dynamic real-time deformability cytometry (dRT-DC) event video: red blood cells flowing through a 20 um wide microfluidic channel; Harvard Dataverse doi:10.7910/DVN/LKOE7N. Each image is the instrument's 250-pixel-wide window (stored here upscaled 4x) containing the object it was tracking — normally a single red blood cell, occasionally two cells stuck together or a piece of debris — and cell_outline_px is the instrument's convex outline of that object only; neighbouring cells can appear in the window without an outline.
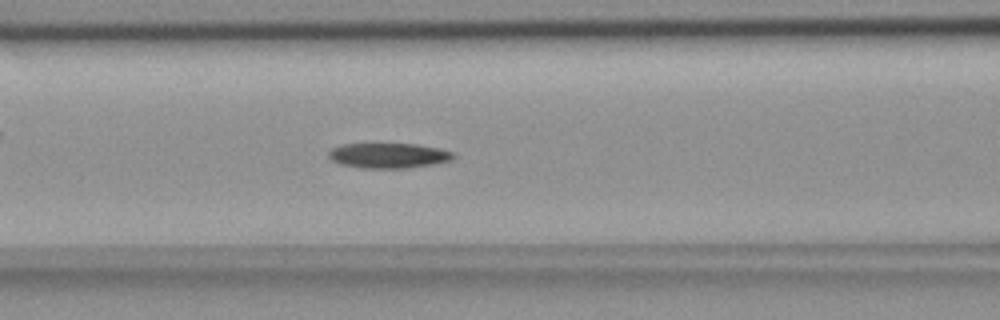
{"species": "common noctule bat (a hibernating species)", "species_latin": "Nyctalus noctula", "temperature_condition": "room temperature", "stored_images_in_passage": 44, "camera_frame_rate_fps": 3000, "um_per_image_px": 0.085, "animal": {"sex": "female", "body_mass_g": 18.4}, "frame": {"image": 1, "passage_image": 12, "time_ms": 3.667, "image_size_px": [1000, 320], "cell_outline_px": [[456, 156], [452, 160], [436, 164], [408, 168], [364, 168], [340, 164], [332, 160], [328, 156], [328, 152], [332, 148], [340, 144], [416, 144], [436, 148], [452, 152]], "centroid_in_image_um": [33.02, 13.23], "position_along_channel_um": 133.6, "area_um2": 18.26}}
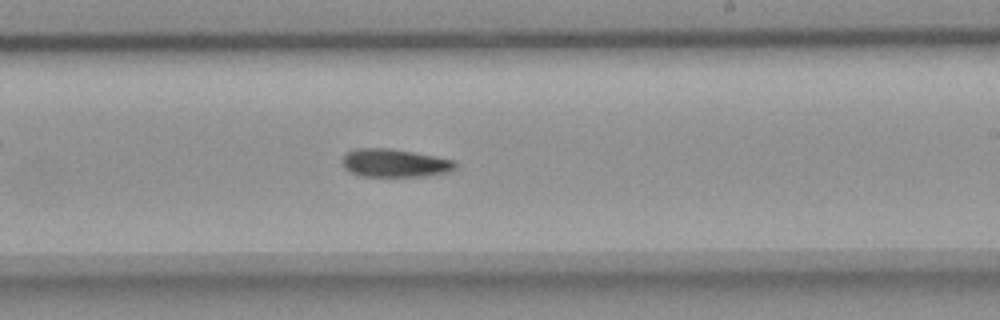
{"frame": {"image": 2, "passage_image": 22, "time_ms": 7.0, "image_size_px": [1000, 320], "cell_outline_px": [[456, 168], [448, 172], [428, 176], [360, 176], [348, 172], [344, 168], [340, 160], [344, 152], [356, 148], [388, 148], [412, 152], [452, 160], [456, 164]], "centroid_in_image_um": [33.45, 13.86], "position_along_channel_um": 255.6, "area_um2": 18.67}}
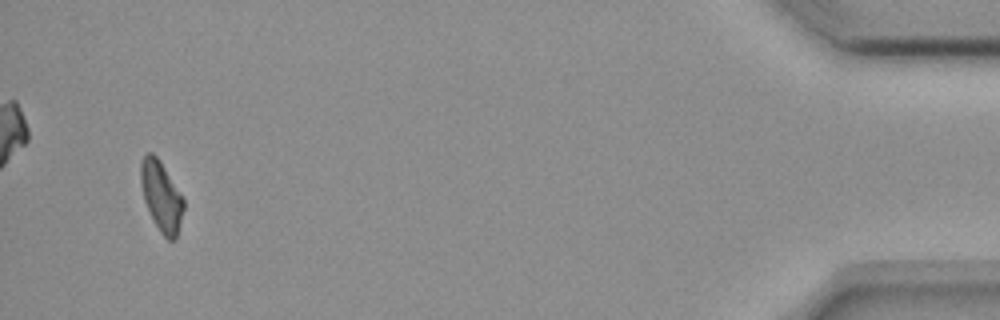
{"frame": {"image": 3, "passage_image": 42, "time_ms": 13.667, "image_size_px": [1000, 320], "cell_outline_px": [[184, 208], [176, 240], [168, 240], [160, 232], [144, 200], [140, 184], [140, 160], [148, 152], [152, 152], [160, 160], [184, 200]], "centroid_in_image_um": [13.7, 16.67], "position_along_channel_um": 421.5, "area_um2": 17.34}}